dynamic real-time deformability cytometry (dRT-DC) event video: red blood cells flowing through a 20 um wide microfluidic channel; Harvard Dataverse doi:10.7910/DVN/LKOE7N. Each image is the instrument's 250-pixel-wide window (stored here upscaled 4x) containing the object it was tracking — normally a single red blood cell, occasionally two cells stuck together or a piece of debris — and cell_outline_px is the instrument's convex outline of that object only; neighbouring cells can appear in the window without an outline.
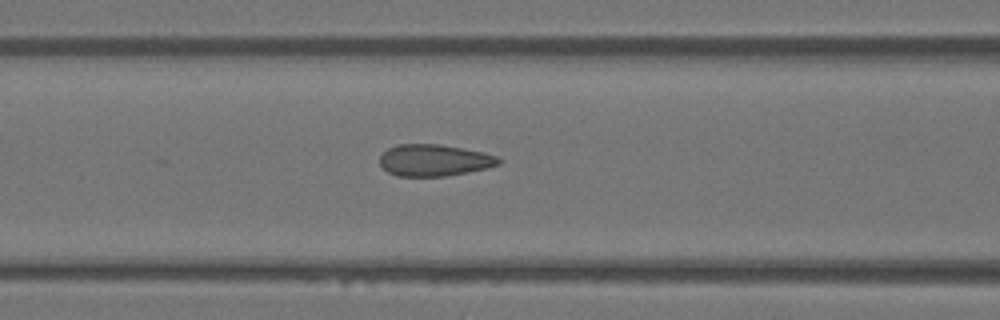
{"species": "Egyptian fruit bat (a non-hibernating species)", "species_latin": "Rousettus aegyptiacus", "temperature_condition": "warm", "stored_images_in_passage": 26, "camera_frame_rate_fps": 3000, "um_per_image_px": 0.085, "animal": {"sex": "female"}, "frame": {"image": 1, "passage_image": 20, "time_ms": 6.333, "image_size_px": [1000, 320], "cell_outline_px": [[500, 164], [484, 168], [444, 176], [396, 176], [388, 172], [380, 164], [380, 156], [388, 148], [396, 144], [440, 144], [484, 152], [496, 156], [500, 160]], "centroid_in_image_um": [36.86, 13.61], "position_along_channel_um": 129.7, "area_um2": 21.73}}
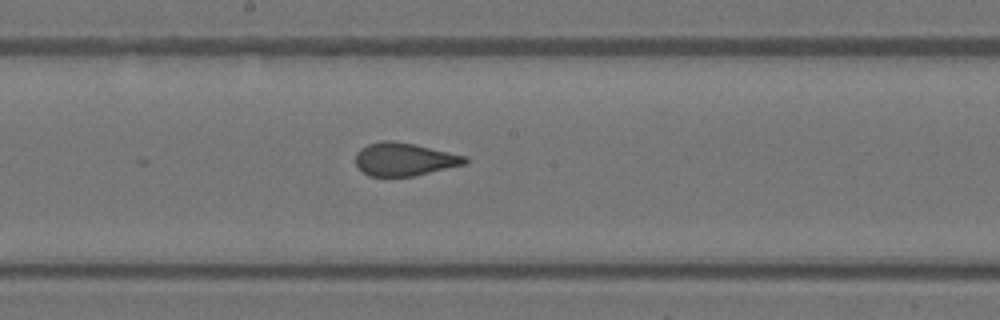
{"frame": {"image": 2, "passage_image": 26, "time_ms": 8.333, "image_size_px": [1000, 320], "cell_outline_px": [[468, 164], [416, 176], [368, 176], [356, 164], [356, 152], [360, 148], [368, 144], [380, 140], [392, 140], [416, 144], [468, 156]], "centroid_in_image_um": [34.42, 13.53], "position_along_channel_um": 213.8, "area_um2": 21.44}}